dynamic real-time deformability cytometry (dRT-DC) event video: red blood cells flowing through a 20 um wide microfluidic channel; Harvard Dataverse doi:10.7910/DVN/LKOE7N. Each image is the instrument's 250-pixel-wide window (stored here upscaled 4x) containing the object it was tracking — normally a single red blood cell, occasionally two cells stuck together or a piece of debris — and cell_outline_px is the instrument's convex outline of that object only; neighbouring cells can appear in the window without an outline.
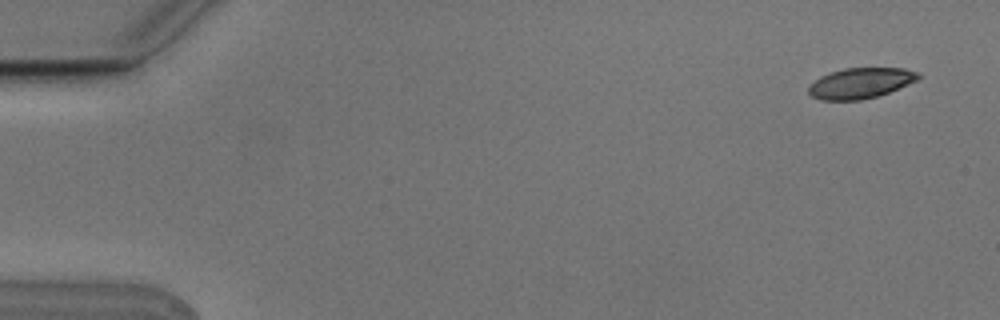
{"species": "Egyptian fruit bat (a non-hibernating species)", "species_latin": "Rousettus aegyptiacus", "temperature_condition": "cold", "stored_images_in_passage": 4, "camera_frame_rate_fps": 3000, "um_per_image_px": 0.085, "animal": {"sex": "male"}, "frame": {"image": 1, "passage_image": 1, "time_ms": 0.0, "image_size_px": [1000, 320], "cell_outline_px": [[920, 76], [916, 80], [908, 84], [888, 92], [876, 96], [860, 100], [820, 100], [812, 96], [808, 92], [808, 84], [820, 76], [844, 68], [904, 68], [920, 72]], "centroid_in_image_um": [73.11, 7.06], "position_along_channel_um": 11.9, "area_um2": 19.48}}